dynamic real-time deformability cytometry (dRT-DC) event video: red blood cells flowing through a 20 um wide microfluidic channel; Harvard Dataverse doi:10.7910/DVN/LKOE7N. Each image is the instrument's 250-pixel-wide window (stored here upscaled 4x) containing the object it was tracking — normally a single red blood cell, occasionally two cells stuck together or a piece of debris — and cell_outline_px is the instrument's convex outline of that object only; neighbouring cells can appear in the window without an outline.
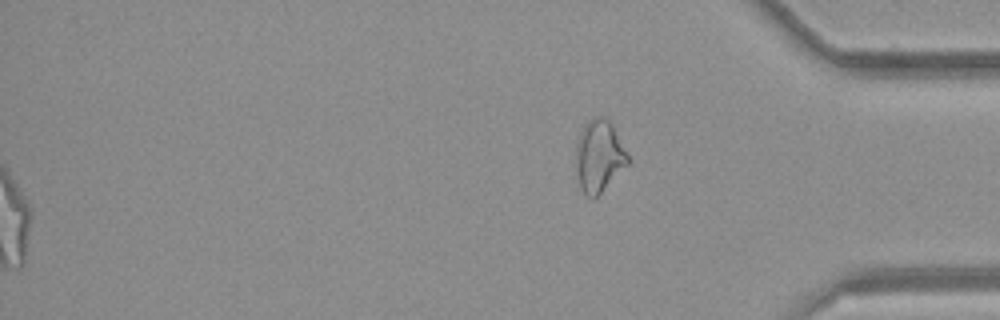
{"species": "common noctule bat (a hibernating species)", "species_latin": "Nyctalus noctula", "temperature_condition": "room temperature", "stored_images_in_passage": 50, "segment_of_instrument_passage": [2, 2], "camera_frame_rate_fps": 3000, "um_per_image_px": 0.085, "animal": {"sex": "female", "body_mass_g": 21.9}, "frame": {"image": 1, "passage_image": 50, "time_ms": 16.333, "image_size_px": [1000, 320], "cell_outline_px": [[628, 164], [596, 196], [588, 196], [580, 188], [576, 164], [576, 144], [580, 132], [584, 124], [592, 116], [604, 116], [612, 124], [628, 156]], "centroid_in_image_um": [50.9, 13.21], "position_along_channel_um": 384.3, "area_um2": 21.33}}